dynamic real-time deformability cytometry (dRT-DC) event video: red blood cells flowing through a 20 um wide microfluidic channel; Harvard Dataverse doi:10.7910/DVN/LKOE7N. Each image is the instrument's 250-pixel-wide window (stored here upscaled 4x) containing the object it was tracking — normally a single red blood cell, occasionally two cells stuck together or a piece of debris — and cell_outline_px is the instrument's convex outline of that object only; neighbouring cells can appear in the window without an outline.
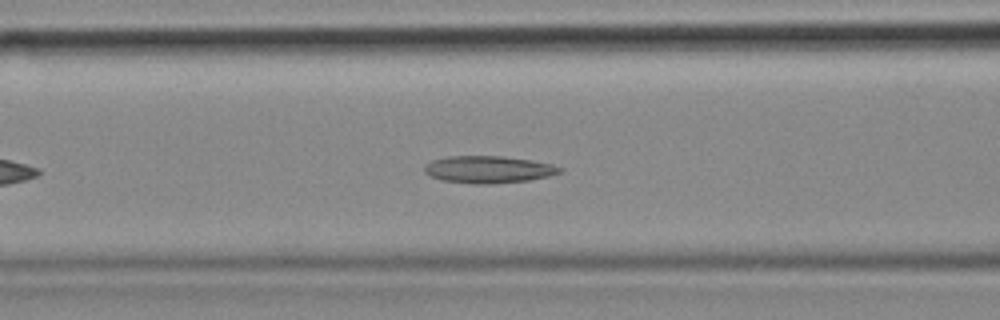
{"species": "common noctule bat (a hibernating species)", "species_latin": "Nyctalus noctula", "temperature_condition": "cold", "stored_images_in_passage": 45, "camera_frame_rate_fps": 3000, "um_per_image_px": 0.085, "animal": {"sex": "female", "body_mass_g": 18.4}, "frame": {"image": 1, "passage_image": 12, "time_ms": 3.667, "image_size_px": [1000, 320], "cell_outline_px": [[564, 168], [560, 172], [548, 176], [528, 180], [488, 184], [472, 184], [444, 180], [428, 176], [424, 172], [424, 168], [432, 160], [448, 156], [504, 156], [532, 160], [552, 164]], "centroid_in_image_um": [41.51, 14.4], "position_along_channel_um": 125.1, "area_um2": 21.39}}
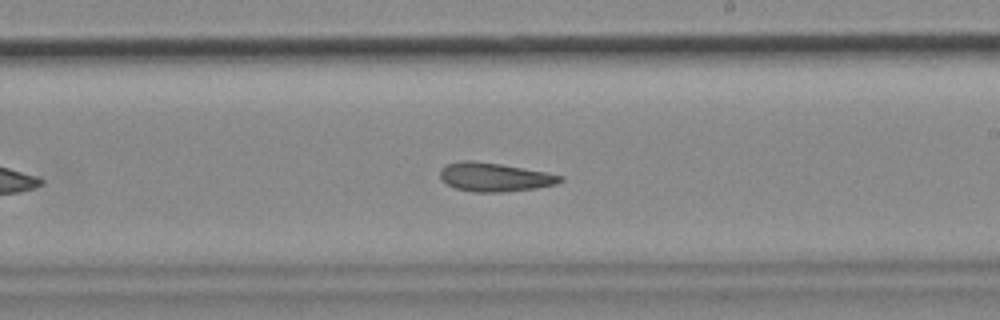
{"frame": {"image": 2, "passage_image": 22, "time_ms": 7.0, "image_size_px": [1000, 320], "cell_outline_px": [[564, 180], [556, 184], [536, 188], [500, 192], [476, 192], [456, 188], [448, 184], [440, 176], [440, 168], [448, 164], [464, 160], [472, 160], [500, 164], [544, 172], [564, 176]], "centroid_in_image_um": [42.05, 15.05], "position_along_channel_um": 247.0, "area_um2": 19.83}}
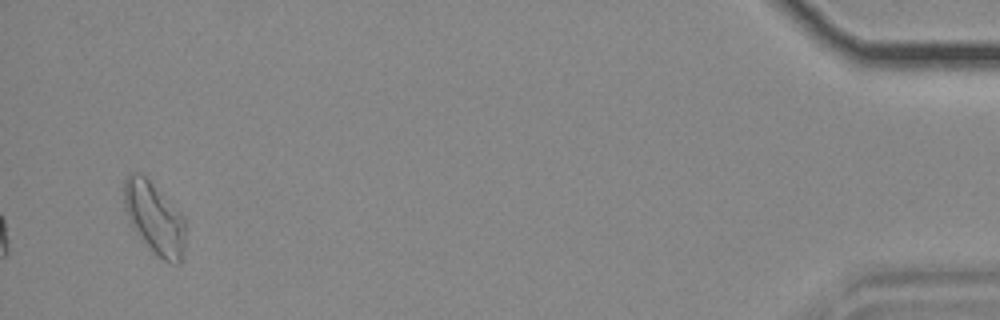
{"frame": {"image": 3, "passage_image": 43, "time_ms": 14.0, "image_size_px": [1000, 320], "cell_outline_px": [[184, 248], [180, 264], [172, 264], [164, 260], [144, 240], [128, 220], [124, 208], [124, 180], [132, 172], [140, 172], [184, 216]], "centroid_in_image_um": [13.12, 18.52], "position_along_channel_um": 422.1, "area_um2": 24.91}, "authors_computed_cell_mechanics": {"area_um2": 20.9814, "velocity_mm_per_s": 3.6723, "shape_relaxation_time_tau1_ms": null, "shape_relaxation_time_tau2_ms": 4.4716, "deformation_change_tau1": null, "deformation_change_tau2": 0.1371}}